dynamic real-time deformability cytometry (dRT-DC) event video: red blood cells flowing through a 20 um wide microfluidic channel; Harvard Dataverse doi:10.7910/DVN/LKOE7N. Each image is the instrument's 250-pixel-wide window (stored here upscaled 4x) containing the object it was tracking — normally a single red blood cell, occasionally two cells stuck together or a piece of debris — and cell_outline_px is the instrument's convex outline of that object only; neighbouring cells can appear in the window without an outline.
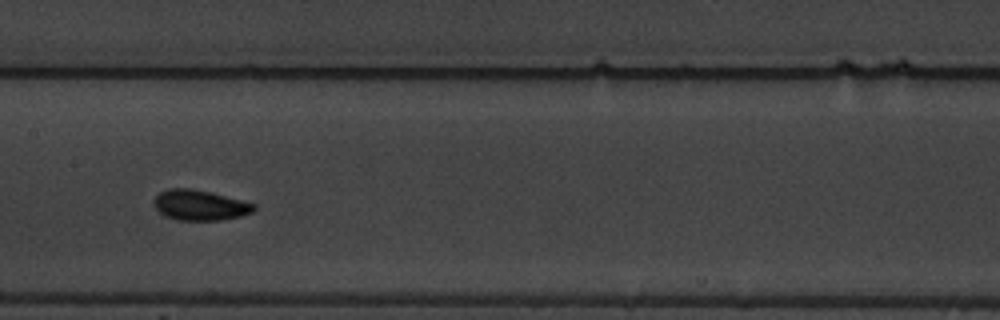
{"species": "common noctule bat (a hibernating species)", "species_latin": "Nyctalus noctula", "temperature_condition": "warm", "stored_images_in_passage": 11, "camera_frame_rate_fps": 3000, "um_per_image_px": 0.085, "animal": {"sex": "male", "body_mass_g": 19.5, "forearm_length_mm": 54.6}, "frame": {"image": 1, "passage_image": 7, "time_ms": 7.0, "image_size_px": [1000, 320], "cell_outline_px": [[256, 208], [252, 212], [240, 216], [220, 220], [176, 220], [164, 216], [152, 204], [152, 200], [160, 192], [168, 188], [192, 188], [212, 192], [256, 204]], "centroid_in_image_um": [16.96, 17.43], "position_along_channel_um": 190.4, "area_um2": 17.86}}
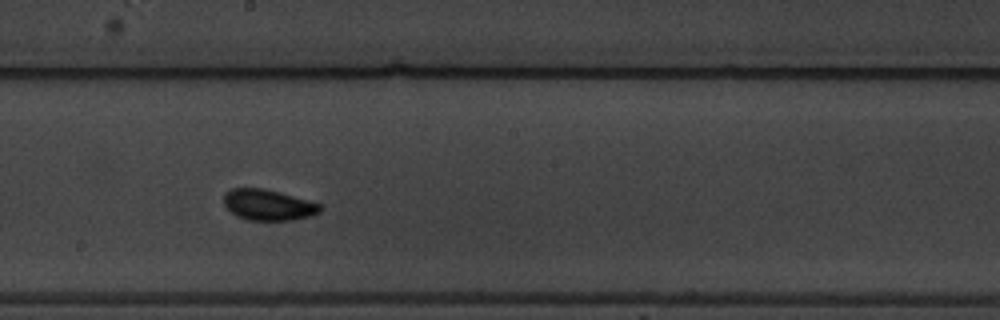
{"frame": {"image": 2, "passage_image": 8, "time_ms": 8.0, "image_size_px": [1000, 320], "cell_outline_px": [[324, 208], [320, 212], [312, 216], [296, 220], [248, 220], [236, 216], [224, 204], [224, 196], [232, 188], [264, 188], [324, 204]], "centroid_in_image_um": [22.88, 17.42], "position_along_channel_um": 225.3, "area_um2": 17.51}}